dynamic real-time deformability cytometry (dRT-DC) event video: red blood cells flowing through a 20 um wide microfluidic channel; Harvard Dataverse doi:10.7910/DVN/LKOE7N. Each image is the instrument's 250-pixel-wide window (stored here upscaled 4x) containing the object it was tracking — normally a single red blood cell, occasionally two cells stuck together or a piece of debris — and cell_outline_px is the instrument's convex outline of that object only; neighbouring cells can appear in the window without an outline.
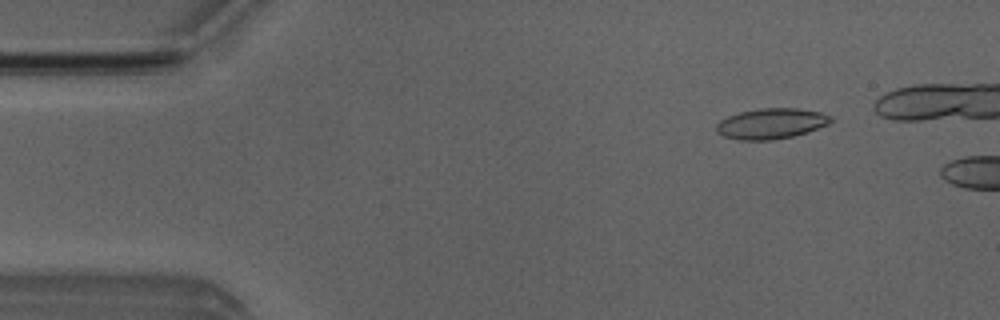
{"species": "Egyptian fruit bat (a non-hibernating species)", "species_latin": "Rousettus aegyptiacus", "temperature_condition": "room temperature", "stored_images_in_passage": 9, "camera_frame_rate_fps": 3000, "um_per_image_px": 0.085, "animal": {"sex": "male"}, "frame": {"image": 1, "passage_image": 6, "time_ms": 1.667, "image_size_px": [1000, 320], "cell_outline_px": [[832, 120], [828, 124], [792, 136], [772, 140], [740, 140], [724, 136], [716, 132], [716, 124], [720, 120], [728, 116], [740, 112], [760, 108], [796, 108], [820, 112], [832, 116]], "centroid_in_image_um": [65.51, 10.5], "position_along_channel_um": 19.5, "area_um2": 20.17}}